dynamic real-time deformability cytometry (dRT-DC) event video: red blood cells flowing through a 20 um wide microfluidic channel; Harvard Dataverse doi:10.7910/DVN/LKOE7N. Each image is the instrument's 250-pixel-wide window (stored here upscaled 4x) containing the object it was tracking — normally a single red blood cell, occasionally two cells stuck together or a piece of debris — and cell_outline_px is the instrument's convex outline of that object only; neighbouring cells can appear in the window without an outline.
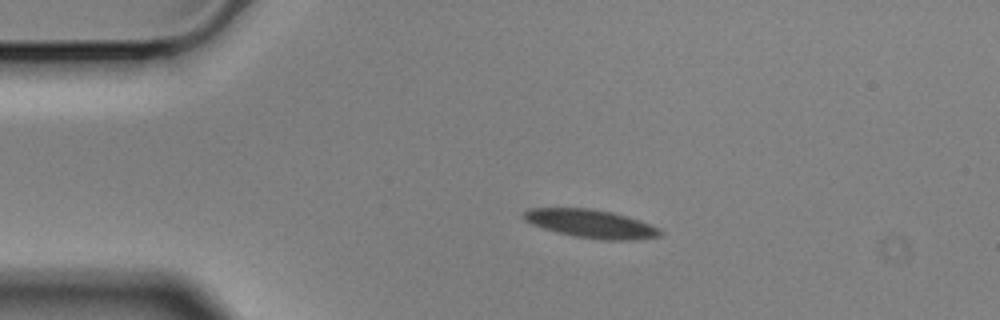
{"species": "Egyptian fruit bat (a non-hibernating species)", "species_latin": "Rousettus aegyptiacus", "temperature_condition": "cold", "stored_images_in_passage": 4, "camera_frame_rate_fps": 3000, "um_per_image_px": 0.085, "animal": {"sex": "male"}, "frame": {"image": 1, "passage_image": 3, "time_ms": 0.667, "image_size_px": [1000, 320], "cell_outline_px": [[660, 236], [636, 240], [604, 240], [576, 236], [556, 232], [532, 224], [524, 220], [524, 212], [528, 208], [592, 208], [612, 212], [628, 216], [640, 220], [660, 228]], "centroid_in_image_um": [50.25, 19.01], "position_along_channel_um": 34.7, "area_um2": 22.48}}